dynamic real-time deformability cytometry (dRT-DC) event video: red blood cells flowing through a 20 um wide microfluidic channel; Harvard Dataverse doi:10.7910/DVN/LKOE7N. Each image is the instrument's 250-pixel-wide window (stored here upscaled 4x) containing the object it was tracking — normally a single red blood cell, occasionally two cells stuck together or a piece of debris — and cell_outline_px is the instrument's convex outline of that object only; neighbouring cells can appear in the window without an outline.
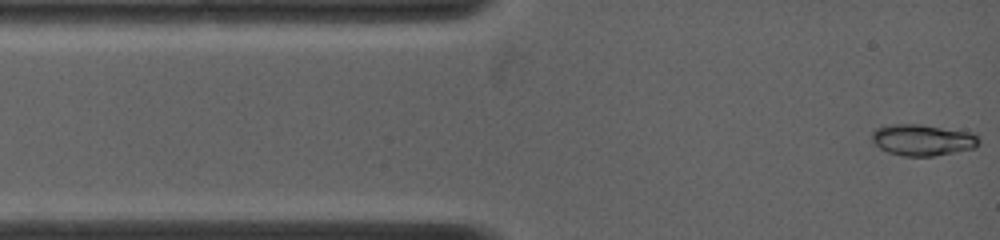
{"species": "common noctule bat (a hibernating species)", "species_latin": "Nyctalus noctula", "temperature_condition": "warm", "stored_images_in_passage": 82, "camera_frame_rate_fps": 5000, "um_per_image_px": 0.085, "animal": {"sex": "female", "body_mass_g": 19.0, "forearm_length_mm": 53.3}, "frame": {"image": 1, "passage_image": 1, "time_ms": 0.0, "image_size_px": [1000, 240], "cell_outline_px": [[980, 144], [976, 148], [932, 156], [904, 156], [888, 152], [880, 148], [872, 140], [872, 132], [876, 128], [892, 124], [920, 124], [972, 132], [980, 140]], "centroid_in_image_um": [78.44, 11.89], "position_along_channel_um": 6.6, "area_um2": 19.54}}
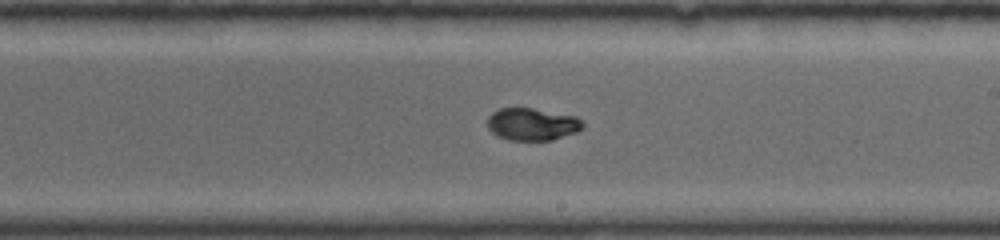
{"frame": {"image": 2, "passage_image": 37, "time_ms": 7.2, "image_size_px": [1000, 240], "cell_outline_px": [[584, 124], [576, 132], [552, 140], [512, 140], [500, 136], [492, 132], [488, 128], [488, 116], [492, 112], [500, 108], [532, 108], [576, 116]], "centroid_in_image_um": [45.22, 10.55], "position_along_channel_um": 243.8, "area_um2": 17.74}}
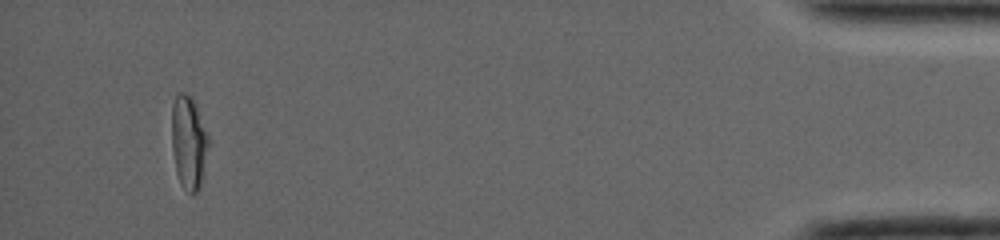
{"frame": {"image": 3, "passage_image": 72, "time_ms": 14.2, "image_size_px": [1000, 240], "cell_outline_px": [[212, 144], [200, 184], [196, 192], [192, 196], [180, 184], [176, 172], [172, 148], [172, 104], [176, 96], [180, 92], [184, 92], [192, 96], [208, 132]], "centroid_in_image_um": [16.08, 12.1], "position_along_channel_um": 419.1, "area_um2": 20.63}}